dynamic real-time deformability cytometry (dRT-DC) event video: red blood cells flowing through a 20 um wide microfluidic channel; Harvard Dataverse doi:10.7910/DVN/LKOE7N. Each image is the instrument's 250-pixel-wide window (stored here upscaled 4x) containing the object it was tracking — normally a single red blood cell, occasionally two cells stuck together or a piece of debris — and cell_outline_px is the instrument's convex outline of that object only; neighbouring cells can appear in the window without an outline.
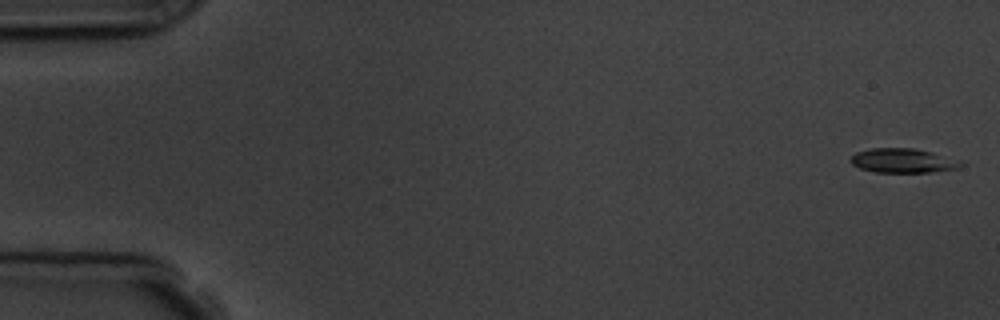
{"species": "common noctule bat (a hibernating species)", "species_latin": "Nyctalus noctula", "temperature_condition": "room temperature", "stored_images_in_passage": 5, "camera_frame_rate_fps": 3000, "um_per_image_px": 0.085, "animal": {"sex": "male", "body_mass_g": 19.5, "forearm_length_mm": 54.6}, "frame": {"image": 1, "passage_image": 1, "time_ms": 0.0, "image_size_px": [1000, 320], "cell_outline_px": [[968, 164], [960, 168], [932, 172], [876, 172], [860, 168], [852, 164], [848, 160], [856, 152], [872, 148], [916, 148], [932, 152]], "centroid_in_image_um": [76.76, 13.66], "position_along_channel_um": 8.2, "area_um2": 15.66}}
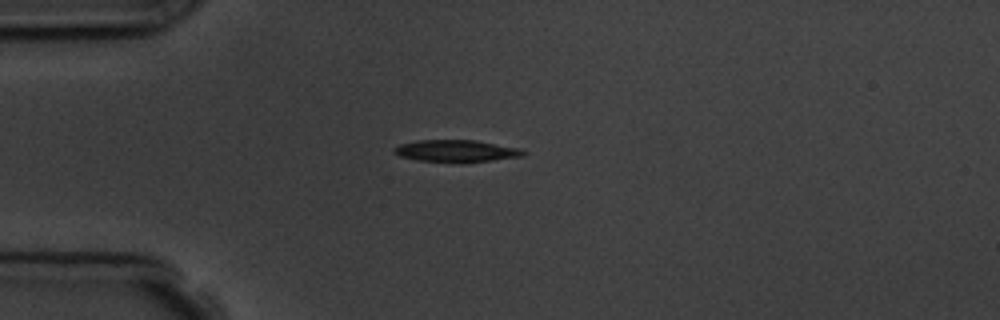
{"frame": {"image": 2, "passage_image": 5, "time_ms": 4.333, "image_size_px": [1000, 320], "cell_outline_px": [[528, 152], [524, 156], [492, 160], [420, 160], [400, 156], [392, 152], [392, 148], [400, 144], [416, 140], [476, 140], [520, 148]], "centroid_in_image_um": [38.79, 12.78], "position_along_channel_um": 46.2, "area_um2": 15.95}}